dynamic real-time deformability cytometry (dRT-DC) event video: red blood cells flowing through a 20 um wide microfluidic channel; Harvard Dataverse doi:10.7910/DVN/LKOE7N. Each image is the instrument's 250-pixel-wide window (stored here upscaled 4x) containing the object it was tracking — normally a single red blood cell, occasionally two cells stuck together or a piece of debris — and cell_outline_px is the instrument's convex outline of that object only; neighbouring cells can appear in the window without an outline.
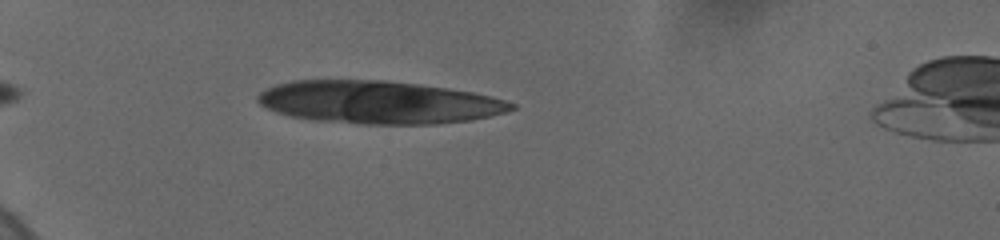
{"species": "human", "species_latin": "Homo sapiens", "temperature_condition": "cold", "stored_images_in_passage": 3, "camera_frame_rate_fps": 3000, "um_per_image_px": 0.085, "donor": {"sex": "female"}, "frame": {"image": 1, "passage_image": 3, "time_ms": 2.333, "image_size_px": [1000, 240], "cell_outline_px": [[516, 108], [504, 112], [472, 120], [436, 124], [368, 124], [312, 120], [292, 116], [276, 112], [260, 104], [256, 100], [256, 96], [260, 92], [276, 84], [292, 80], [384, 80], [416, 84], [472, 92], [492, 96], [516, 104]], "centroid_in_image_um": [32.17, 8.69], "position_along_channel_um": 52.8, "area_um2": 63.0}}